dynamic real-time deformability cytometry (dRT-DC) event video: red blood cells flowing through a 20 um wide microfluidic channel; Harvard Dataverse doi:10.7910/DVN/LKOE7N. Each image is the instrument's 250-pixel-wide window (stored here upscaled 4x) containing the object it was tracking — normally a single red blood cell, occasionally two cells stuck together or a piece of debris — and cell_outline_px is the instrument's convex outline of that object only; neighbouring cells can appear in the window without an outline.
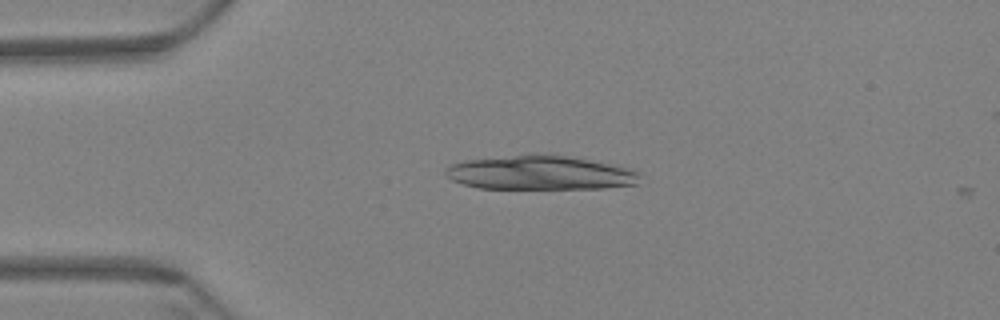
{"species": "Egyptian fruit bat (a non-hibernating species)", "species_latin": "Rousettus aegyptiacus", "temperature_condition": "warm", "stored_images_in_passage": 4, "camera_frame_rate_fps": 3000, "um_per_image_px": 0.085, "animal": {"sex": "female"}, "frame": {"image": 1, "passage_image": 2, "time_ms": 0.333, "image_size_px": [1000, 320], "cell_outline_px": [[640, 172], [636, 184], [604, 188], [476, 188], [452, 180], [444, 172], [452, 164], [464, 160], [552, 152], [632, 168]], "centroid_in_image_um": [45.96, 14.66], "position_along_channel_um": 39.0, "area_um2": 38.84}}